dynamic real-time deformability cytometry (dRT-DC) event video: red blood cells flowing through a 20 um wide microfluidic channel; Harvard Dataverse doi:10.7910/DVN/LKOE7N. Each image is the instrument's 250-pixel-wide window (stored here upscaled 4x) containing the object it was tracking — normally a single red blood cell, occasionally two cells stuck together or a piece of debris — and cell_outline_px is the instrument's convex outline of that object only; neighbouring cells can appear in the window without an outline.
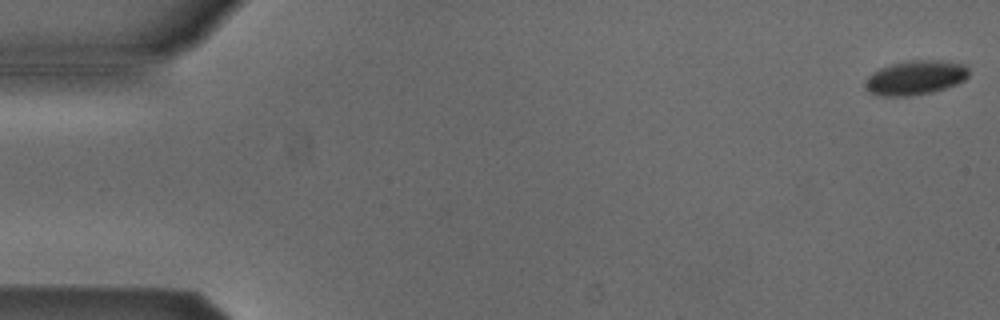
{"species": "Egyptian fruit bat (a non-hibernating species)", "species_latin": "Rousettus aegyptiacus", "temperature_condition": "cold", "stored_images_in_passage": 6, "segment_of_instrument_passage": [1, 2], "camera_frame_rate_fps": 3000, "um_per_image_px": 0.085, "animal": {"sex": "male"}, "frame": {"image": 1, "passage_image": 1, "time_ms": 0.0, "image_size_px": [1000, 320], "cell_outline_px": [[968, 76], [964, 80], [956, 84], [932, 92], [908, 96], [880, 96], [868, 92], [864, 88], [864, 84], [868, 76], [872, 72], [880, 68], [892, 64], [908, 60], [944, 60], [964, 64], [968, 68]], "centroid_in_image_um": [77.78, 6.6], "position_along_channel_um": 7.2, "area_um2": 20.87}}
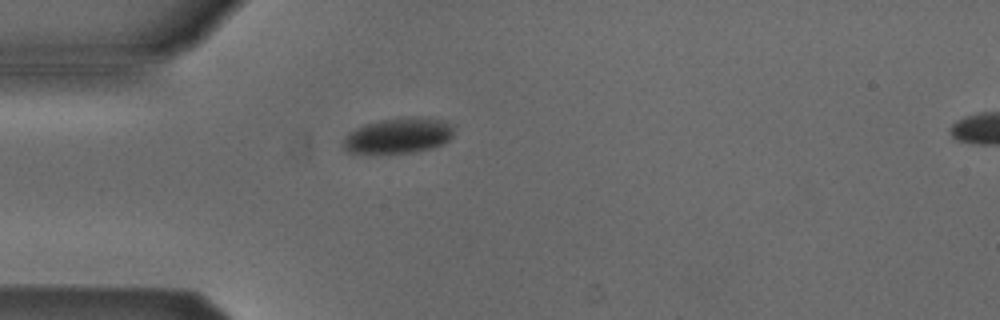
{"frame": {"image": 2, "passage_image": 5, "time_ms": 1.333, "image_size_px": [1000, 320], "cell_outline_px": [[452, 136], [448, 140], [440, 144], [428, 148], [412, 152], [376, 156], [368, 156], [348, 152], [344, 148], [344, 136], [348, 132], [364, 124], [380, 120], [400, 116], [428, 116], [440, 120], [448, 124], [452, 128]], "centroid_in_image_um": [33.76, 11.55], "position_along_channel_um": 51.2, "area_um2": 23.64}}